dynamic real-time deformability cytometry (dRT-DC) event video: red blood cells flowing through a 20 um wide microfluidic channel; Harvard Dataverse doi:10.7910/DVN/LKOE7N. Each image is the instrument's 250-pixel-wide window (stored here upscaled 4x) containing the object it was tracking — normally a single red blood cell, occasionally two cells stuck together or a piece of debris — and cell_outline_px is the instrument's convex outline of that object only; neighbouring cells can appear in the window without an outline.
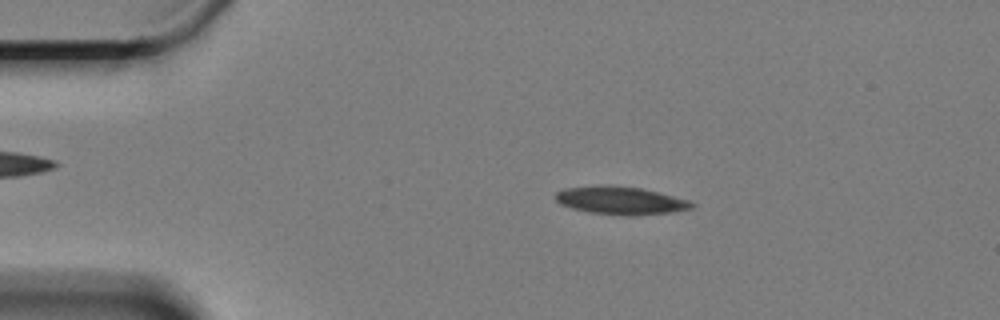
{"species": "Egyptian fruit bat (a non-hibernating species)", "species_latin": "Rousettus aegyptiacus", "temperature_condition": "cold", "stored_images_in_passage": 60, "camera_frame_rate_fps": 3000, "um_per_image_px": 0.085, "animal": {"sex": "female"}, "frame": {"image": 1, "passage_image": 11, "time_ms": 3.333, "image_size_px": [1000, 320], "cell_outline_px": [[696, 204], [692, 208], [672, 212], [632, 216], [628, 216], [592, 212], [572, 208], [560, 204], [556, 200], [556, 192], [564, 188], [600, 184], [612, 184], [640, 188], [660, 192], [688, 200]], "centroid_in_image_um": [52.75, 17.02], "position_along_channel_um": 32.3, "area_um2": 22.37}}
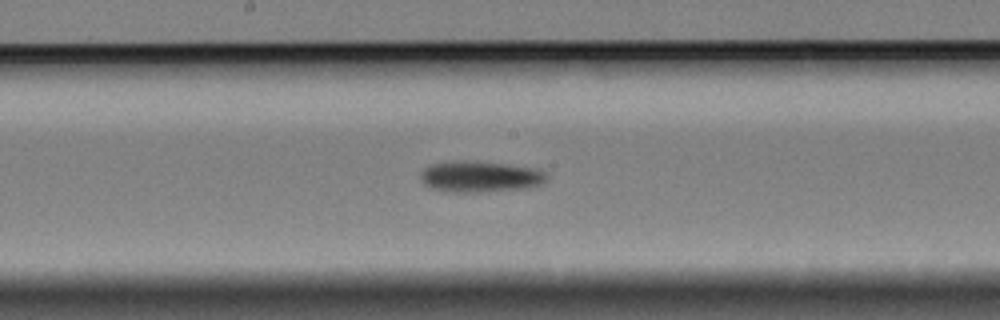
{"frame": {"image": 2, "passage_image": 31, "time_ms": 10.0, "image_size_px": [1000, 320], "cell_outline_px": [[548, 180], [544, 184], [532, 188], [480, 192], [456, 192], [432, 188], [424, 184], [420, 176], [420, 172], [424, 168], [432, 164], [452, 160], [468, 160], [508, 164], [540, 168], [548, 172]], "centroid_in_image_um": [40.92, 15.0], "position_along_channel_um": 207.3, "area_um2": 23.52}}
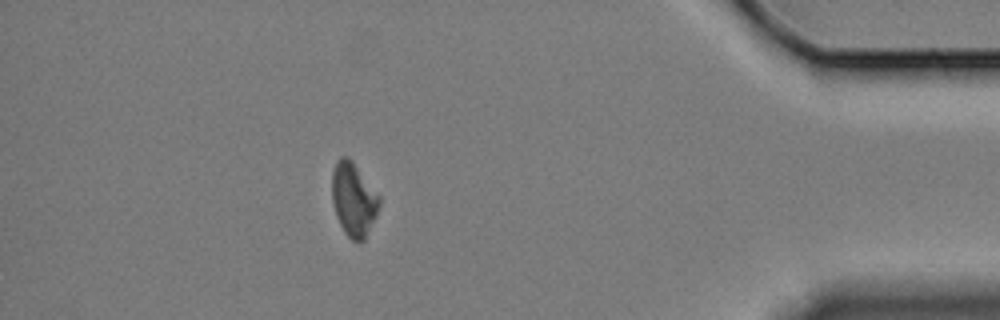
{"frame": {"image": 3, "passage_image": 53, "time_ms": 17.333, "image_size_px": [1000, 320], "cell_outline_px": [[380, 204], [376, 216], [364, 240], [360, 244], [356, 244], [344, 232], [336, 216], [332, 200], [332, 172], [336, 160], [340, 156], [348, 156], [352, 160], [380, 196]], "centroid_in_image_um": [30.05, 16.95], "position_along_channel_um": 405.2, "area_um2": 20.52}, "authors_computed_cell_mechanics": {"area_um2": 21.5594, "velocity_mm_per_s": 3.2971, "shape_relaxation_time_tau1_ms": 3.682, "shape_relaxation_time_tau2_ms": null, "deformation_change_tau1": 0.113, "deformation_change_tau2": null}}